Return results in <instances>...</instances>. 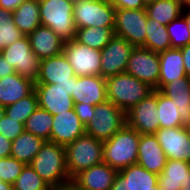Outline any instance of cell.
Returning <instances> with one entry per match:
<instances>
[{
  "instance_id": "cell-12",
  "label": "cell",
  "mask_w": 190,
  "mask_h": 190,
  "mask_svg": "<svg viewBox=\"0 0 190 190\" xmlns=\"http://www.w3.org/2000/svg\"><path fill=\"white\" fill-rule=\"evenodd\" d=\"M157 111V90L126 112V124L140 134H154L160 129Z\"/></svg>"
},
{
  "instance_id": "cell-45",
  "label": "cell",
  "mask_w": 190,
  "mask_h": 190,
  "mask_svg": "<svg viewBox=\"0 0 190 190\" xmlns=\"http://www.w3.org/2000/svg\"><path fill=\"white\" fill-rule=\"evenodd\" d=\"M183 55V64L186 71V76L190 78V43L180 48Z\"/></svg>"
},
{
  "instance_id": "cell-33",
  "label": "cell",
  "mask_w": 190,
  "mask_h": 190,
  "mask_svg": "<svg viewBox=\"0 0 190 190\" xmlns=\"http://www.w3.org/2000/svg\"><path fill=\"white\" fill-rule=\"evenodd\" d=\"M157 111L160 128H172L183 126L181 123L178 108L174 100L168 98L157 90Z\"/></svg>"
},
{
  "instance_id": "cell-22",
  "label": "cell",
  "mask_w": 190,
  "mask_h": 190,
  "mask_svg": "<svg viewBox=\"0 0 190 190\" xmlns=\"http://www.w3.org/2000/svg\"><path fill=\"white\" fill-rule=\"evenodd\" d=\"M118 172L102 162L81 171L74 179L84 190H110Z\"/></svg>"
},
{
  "instance_id": "cell-40",
  "label": "cell",
  "mask_w": 190,
  "mask_h": 190,
  "mask_svg": "<svg viewBox=\"0 0 190 190\" xmlns=\"http://www.w3.org/2000/svg\"><path fill=\"white\" fill-rule=\"evenodd\" d=\"M94 105L87 103H75L74 111L77 114L79 120L86 126L94 117L95 112Z\"/></svg>"
},
{
  "instance_id": "cell-53",
  "label": "cell",
  "mask_w": 190,
  "mask_h": 190,
  "mask_svg": "<svg viewBox=\"0 0 190 190\" xmlns=\"http://www.w3.org/2000/svg\"><path fill=\"white\" fill-rule=\"evenodd\" d=\"M186 131L188 132V136L190 139V124L185 126Z\"/></svg>"
},
{
  "instance_id": "cell-25",
  "label": "cell",
  "mask_w": 190,
  "mask_h": 190,
  "mask_svg": "<svg viewBox=\"0 0 190 190\" xmlns=\"http://www.w3.org/2000/svg\"><path fill=\"white\" fill-rule=\"evenodd\" d=\"M182 58L183 55L180 48H169L159 53L160 76L158 90L175 79L186 77Z\"/></svg>"
},
{
  "instance_id": "cell-2",
  "label": "cell",
  "mask_w": 190,
  "mask_h": 190,
  "mask_svg": "<svg viewBox=\"0 0 190 190\" xmlns=\"http://www.w3.org/2000/svg\"><path fill=\"white\" fill-rule=\"evenodd\" d=\"M107 99L125 113L151 94L154 89L127 73L106 78Z\"/></svg>"
},
{
  "instance_id": "cell-38",
  "label": "cell",
  "mask_w": 190,
  "mask_h": 190,
  "mask_svg": "<svg viewBox=\"0 0 190 190\" xmlns=\"http://www.w3.org/2000/svg\"><path fill=\"white\" fill-rule=\"evenodd\" d=\"M26 164L12 156L0 159V180L14 184Z\"/></svg>"
},
{
  "instance_id": "cell-34",
  "label": "cell",
  "mask_w": 190,
  "mask_h": 190,
  "mask_svg": "<svg viewBox=\"0 0 190 190\" xmlns=\"http://www.w3.org/2000/svg\"><path fill=\"white\" fill-rule=\"evenodd\" d=\"M39 107L38 96L34 90L31 94L17 102L5 106V114L18 122L25 124L29 116Z\"/></svg>"
},
{
  "instance_id": "cell-36",
  "label": "cell",
  "mask_w": 190,
  "mask_h": 190,
  "mask_svg": "<svg viewBox=\"0 0 190 190\" xmlns=\"http://www.w3.org/2000/svg\"><path fill=\"white\" fill-rule=\"evenodd\" d=\"M13 188L14 190H51L47 182L36 173L30 164L24 166Z\"/></svg>"
},
{
  "instance_id": "cell-42",
  "label": "cell",
  "mask_w": 190,
  "mask_h": 190,
  "mask_svg": "<svg viewBox=\"0 0 190 190\" xmlns=\"http://www.w3.org/2000/svg\"><path fill=\"white\" fill-rule=\"evenodd\" d=\"M51 190H84L74 178H70L67 181L61 182L57 186L51 188Z\"/></svg>"
},
{
  "instance_id": "cell-16",
  "label": "cell",
  "mask_w": 190,
  "mask_h": 190,
  "mask_svg": "<svg viewBox=\"0 0 190 190\" xmlns=\"http://www.w3.org/2000/svg\"><path fill=\"white\" fill-rule=\"evenodd\" d=\"M77 76L64 53L42 59L35 84L71 85Z\"/></svg>"
},
{
  "instance_id": "cell-51",
  "label": "cell",
  "mask_w": 190,
  "mask_h": 190,
  "mask_svg": "<svg viewBox=\"0 0 190 190\" xmlns=\"http://www.w3.org/2000/svg\"><path fill=\"white\" fill-rule=\"evenodd\" d=\"M5 115V106L0 104V120L4 117Z\"/></svg>"
},
{
  "instance_id": "cell-19",
  "label": "cell",
  "mask_w": 190,
  "mask_h": 190,
  "mask_svg": "<svg viewBox=\"0 0 190 190\" xmlns=\"http://www.w3.org/2000/svg\"><path fill=\"white\" fill-rule=\"evenodd\" d=\"M157 185V174L133 164L118 172L110 190H153Z\"/></svg>"
},
{
  "instance_id": "cell-48",
  "label": "cell",
  "mask_w": 190,
  "mask_h": 190,
  "mask_svg": "<svg viewBox=\"0 0 190 190\" xmlns=\"http://www.w3.org/2000/svg\"><path fill=\"white\" fill-rule=\"evenodd\" d=\"M0 190H14L13 185L0 180Z\"/></svg>"
},
{
  "instance_id": "cell-50",
  "label": "cell",
  "mask_w": 190,
  "mask_h": 190,
  "mask_svg": "<svg viewBox=\"0 0 190 190\" xmlns=\"http://www.w3.org/2000/svg\"><path fill=\"white\" fill-rule=\"evenodd\" d=\"M183 9H190V0H181Z\"/></svg>"
},
{
  "instance_id": "cell-11",
  "label": "cell",
  "mask_w": 190,
  "mask_h": 190,
  "mask_svg": "<svg viewBox=\"0 0 190 190\" xmlns=\"http://www.w3.org/2000/svg\"><path fill=\"white\" fill-rule=\"evenodd\" d=\"M63 53L76 76L100 75L101 51L75 41L64 44Z\"/></svg>"
},
{
  "instance_id": "cell-13",
  "label": "cell",
  "mask_w": 190,
  "mask_h": 190,
  "mask_svg": "<svg viewBox=\"0 0 190 190\" xmlns=\"http://www.w3.org/2000/svg\"><path fill=\"white\" fill-rule=\"evenodd\" d=\"M134 45L114 35L101 50L100 75L104 78L125 73Z\"/></svg>"
},
{
  "instance_id": "cell-8",
  "label": "cell",
  "mask_w": 190,
  "mask_h": 190,
  "mask_svg": "<svg viewBox=\"0 0 190 190\" xmlns=\"http://www.w3.org/2000/svg\"><path fill=\"white\" fill-rule=\"evenodd\" d=\"M22 77L36 82L41 60L34 54L27 35L5 47L0 53Z\"/></svg>"
},
{
  "instance_id": "cell-15",
  "label": "cell",
  "mask_w": 190,
  "mask_h": 190,
  "mask_svg": "<svg viewBox=\"0 0 190 190\" xmlns=\"http://www.w3.org/2000/svg\"><path fill=\"white\" fill-rule=\"evenodd\" d=\"M154 135L167 159L190 162V139L184 126L160 128Z\"/></svg>"
},
{
  "instance_id": "cell-28",
  "label": "cell",
  "mask_w": 190,
  "mask_h": 190,
  "mask_svg": "<svg viewBox=\"0 0 190 190\" xmlns=\"http://www.w3.org/2000/svg\"><path fill=\"white\" fill-rule=\"evenodd\" d=\"M44 142L45 140L37 135L24 131L12 141L10 156L25 164H30Z\"/></svg>"
},
{
  "instance_id": "cell-20",
  "label": "cell",
  "mask_w": 190,
  "mask_h": 190,
  "mask_svg": "<svg viewBox=\"0 0 190 190\" xmlns=\"http://www.w3.org/2000/svg\"><path fill=\"white\" fill-rule=\"evenodd\" d=\"M167 157L154 134H140L137 164L149 172L161 174Z\"/></svg>"
},
{
  "instance_id": "cell-9",
  "label": "cell",
  "mask_w": 190,
  "mask_h": 190,
  "mask_svg": "<svg viewBox=\"0 0 190 190\" xmlns=\"http://www.w3.org/2000/svg\"><path fill=\"white\" fill-rule=\"evenodd\" d=\"M147 19L145 9H116L114 35L124 38L135 47H141L145 44Z\"/></svg>"
},
{
  "instance_id": "cell-31",
  "label": "cell",
  "mask_w": 190,
  "mask_h": 190,
  "mask_svg": "<svg viewBox=\"0 0 190 190\" xmlns=\"http://www.w3.org/2000/svg\"><path fill=\"white\" fill-rule=\"evenodd\" d=\"M146 28L145 44L142 47L157 53L171 48L170 37L165 25L148 18Z\"/></svg>"
},
{
  "instance_id": "cell-21",
  "label": "cell",
  "mask_w": 190,
  "mask_h": 190,
  "mask_svg": "<svg viewBox=\"0 0 190 190\" xmlns=\"http://www.w3.org/2000/svg\"><path fill=\"white\" fill-rule=\"evenodd\" d=\"M27 37L31 49L40 60L63 53L65 42L47 26H38Z\"/></svg>"
},
{
  "instance_id": "cell-6",
  "label": "cell",
  "mask_w": 190,
  "mask_h": 190,
  "mask_svg": "<svg viewBox=\"0 0 190 190\" xmlns=\"http://www.w3.org/2000/svg\"><path fill=\"white\" fill-rule=\"evenodd\" d=\"M115 10L108 0H74L75 27L114 28Z\"/></svg>"
},
{
  "instance_id": "cell-4",
  "label": "cell",
  "mask_w": 190,
  "mask_h": 190,
  "mask_svg": "<svg viewBox=\"0 0 190 190\" xmlns=\"http://www.w3.org/2000/svg\"><path fill=\"white\" fill-rule=\"evenodd\" d=\"M103 143V140L84 133L65 146L69 178H74L81 171L103 162Z\"/></svg>"
},
{
  "instance_id": "cell-26",
  "label": "cell",
  "mask_w": 190,
  "mask_h": 190,
  "mask_svg": "<svg viewBox=\"0 0 190 190\" xmlns=\"http://www.w3.org/2000/svg\"><path fill=\"white\" fill-rule=\"evenodd\" d=\"M190 171V162L167 159L161 174L158 175V185L162 190H181Z\"/></svg>"
},
{
  "instance_id": "cell-3",
  "label": "cell",
  "mask_w": 190,
  "mask_h": 190,
  "mask_svg": "<svg viewBox=\"0 0 190 190\" xmlns=\"http://www.w3.org/2000/svg\"><path fill=\"white\" fill-rule=\"evenodd\" d=\"M36 173L52 188L69 178L65 147L45 141L30 163Z\"/></svg>"
},
{
  "instance_id": "cell-35",
  "label": "cell",
  "mask_w": 190,
  "mask_h": 190,
  "mask_svg": "<svg viewBox=\"0 0 190 190\" xmlns=\"http://www.w3.org/2000/svg\"><path fill=\"white\" fill-rule=\"evenodd\" d=\"M24 36L25 34L14 24L12 12L0 8V53L5 47Z\"/></svg>"
},
{
  "instance_id": "cell-39",
  "label": "cell",
  "mask_w": 190,
  "mask_h": 190,
  "mask_svg": "<svg viewBox=\"0 0 190 190\" xmlns=\"http://www.w3.org/2000/svg\"><path fill=\"white\" fill-rule=\"evenodd\" d=\"M24 132V124L18 122L6 114L0 120V134L6 137L8 140H15L20 134Z\"/></svg>"
},
{
  "instance_id": "cell-30",
  "label": "cell",
  "mask_w": 190,
  "mask_h": 190,
  "mask_svg": "<svg viewBox=\"0 0 190 190\" xmlns=\"http://www.w3.org/2000/svg\"><path fill=\"white\" fill-rule=\"evenodd\" d=\"M114 36V28L86 27L76 30L74 40L93 49L102 50Z\"/></svg>"
},
{
  "instance_id": "cell-18",
  "label": "cell",
  "mask_w": 190,
  "mask_h": 190,
  "mask_svg": "<svg viewBox=\"0 0 190 190\" xmlns=\"http://www.w3.org/2000/svg\"><path fill=\"white\" fill-rule=\"evenodd\" d=\"M85 133V125L79 120L74 108L53 115L50 141L61 146H67Z\"/></svg>"
},
{
  "instance_id": "cell-23",
  "label": "cell",
  "mask_w": 190,
  "mask_h": 190,
  "mask_svg": "<svg viewBox=\"0 0 190 190\" xmlns=\"http://www.w3.org/2000/svg\"><path fill=\"white\" fill-rule=\"evenodd\" d=\"M162 94L174 100L180 115L181 123L185 127L190 124V78H178L164 85Z\"/></svg>"
},
{
  "instance_id": "cell-43",
  "label": "cell",
  "mask_w": 190,
  "mask_h": 190,
  "mask_svg": "<svg viewBox=\"0 0 190 190\" xmlns=\"http://www.w3.org/2000/svg\"><path fill=\"white\" fill-rule=\"evenodd\" d=\"M12 149V141L0 134V159L9 157Z\"/></svg>"
},
{
  "instance_id": "cell-52",
  "label": "cell",
  "mask_w": 190,
  "mask_h": 190,
  "mask_svg": "<svg viewBox=\"0 0 190 190\" xmlns=\"http://www.w3.org/2000/svg\"><path fill=\"white\" fill-rule=\"evenodd\" d=\"M156 1H158V0H143V2L145 3L146 6L151 4V3H154Z\"/></svg>"
},
{
  "instance_id": "cell-37",
  "label": "cell",
  "mask_w": 190,
  "mask_h": 190,
  "mask_svg": "<svg viewBox=\"0 0 190 190\" xmlns=\"http://www.w3.org/2000/svg\"><path fill=\"white\" fill-rule=\"evenodd\" d=\"M171 48H181L190 43V32L185 18L181 15L167 26Z\"/></svg>"
},
{
  "instance_id": "cell-24",
  "label": "cell",
  "mask_w": 190,
  "mask_h": 190,
  "mask_svg": "<svg viewBox=\"0 0 190 190\" xmlns=\"http://www.w3.org/2000/svg\"><path fill=\"white\" fill-rule=\"evenodd\" d=\"M35 90V82L18 73L0 79V104L8 106L26 97Z\"/></svg>"
},
{
  "instance_id": "cell-17",
  "label": "cell",
  "mask_w": 190,
  "mask_h": 190,
  "mask_svg": "<svg viewBox=\"0 0 190 190\" xmlns=\"http://www.w3.org/2000/svg\"><path fill=\"white\" fill-rule=\"evenodd\" d=\"M71 85L74 103L96 106L108 100L106 78L101 75L77 76Z\"/></svg>"
},
{
  "instance_id": "cell-41",
  "label": "cell",
  "mask_w": 190,
  "mask_h": 190,
  "mask_svg": "<svg viewBox=\"0 0 190 190\" xmlns=\"http://www.w3.org/2000/svg\"><path fill=\"white\" fill-rule=\"evenodd\" d=\"M115 9H145L143 0H108Z\"/></svg>"
},
{
  "instance_id": "cell-10",
  "label": "cell",
  "mask_w": 190,
  "mask_h": 190,
  "mask_svg": "<svg viewBox=\"0 0 190 190\" xmlns=\"http://www.w3.org/2000/svg\"><path fill=\"white\" fill-rule=\"evenodd\" d=\"M159 53L144 47H134L129 57L125 73L158 90L160 76Z\"/></svg>"
},
{
  "instance_id": "cell-14",
  "label": "cell",
  "mask_w": 190,
  "mask_h": 190,
  "mask_svg": "<svg viewBox=\"0 0 190 190\" xmlns=\"http://www.w3.org/2000/svg\"><path fill=\"white\" fill-rule=\"evenodd\" d=\"M39 108L57 115L74 108L73 86L60 84H35Z\"/></svg>"
},
{
  "instance_id": "cell-7",
  "label": "cell",
  "mask_w": 190,
  "mask_h": 190,
  "mask_svg": "<svg viewBox=\"0 0 190 190\" xmlns=\"http://www.w3.org/2000/svg\"><path fill=\"white\" fill-rule=\"evenodd\" d=\"M126 124V113L113 102L95 107L93 119L85 126V133L99 140L110 139Z\"/></svg>"
},
{
  "instance_id": "cell-47",
  "label": "cell",
  "mask_w": 190,
  "mask_h": 190,
  "mask_svg": "<svg viewBox=\"0 0 190 190\" xmlns=\"http://www.w3.org/2000/svg\"><path fill=\"white\" fill-rule=\"evenodd\" d=\"M182 16L185 18L188 26V31L190 32V9H183Z\"/></svg>"
},
{
  "instance_id": "cell-27",
  "label": "cell",
  "mask_w": 190,
  "mask_h": 190,
  "mask_svg": "<svg viewBox=\"0 0 190 190\" xmlns=\"http://www.w3.org/2000/svg\"><path fill=\"white\" fill-rule=\"evenodd\" d=\"M39 12V1L25 0L12 12L14 24L23 34L28 35L42 25Z\"/></svg>"
},
{
  "instance_id": "cell-44",
  "label": "cell",
  "mask_w": 190,
  "mask_h": 190,
  "mask_svg": "<svg viewBox=\"0 0 190 190\" xmlns=\"http://www.w3.org/2000/svg\"><path fill=\"white\" fill-rule=\"evenodd\" d=\"M15 73L14 68L10 65L6 58L0 54V79Z\"/></svg>"
},
{
  "instance_id": "cell-54",
  "label": "cell",
  "mask_w": 190,
  "mask_h": 190,
  "mask_svg": "<svg viewBox=\"0 0 190 190\" xmlns=\"http://www.w3.org/2000/svg\"><path fill=\"white\" fill-rule=\"evenodd\" d=\"M153 190H162V189L160 188L159 185H157V186H154V187H153Z\"/></svg>"
},
{
  "instance_id": "cell-5",
  "label": "cell",
  "mask_w": 190,
  "mask_h": 190,
  "mask_svg": "<svg viewBox=\"0 0 190 190\" xmlns=\"http://www.w3.org/2000/svg\"><path fill=\"white\" fill-rule=\"evenodd\" d=\"M39 5L43 26L51 28L64 42L75 38L74 0H41Z\"/></svg>"
},
{
  "instance_id": "cell-29",
  "label": "cell",
  "mask_w": 190,
  "mask_h": 190,
  "mask_svg": "<svg viewBox=\"0 0 190 190\" xmlns=\"http://www.w3.org/2000/svg\"><path fill=\"white\" fill-rule=\"evenodd\" d=\"M147 17L167 26L183 12L181 0H158L146 6Z\"/></svg>"
},
{
  "instance_id": "cell-32",
  "label": "cell",
  "mask_w": 190,
  "mask_h": 190,
  "mask_svg": "<svg viewBox=\"0 0 190 190\" xmlns=\"http://www.w3.org/2000/svg\"><path fill=\"white\" fill-rule=\"evenodd\" d=\"M53 115L41 108H37L26 120L24 131L37 135L45 141H50Z\"/></svg>"
},
{
  "instance_id": "cell-46",
  "label": "cell",
  "mask_w": 190,
  "mask_h": 190,
  "mask_svg": "<svg viewBox=\"0 0 190 190\" xmlns=\"http://www.w3.org/2000/svg\"><path fill=\"white\" fill-rule=\"evenodd\" d=\"M25 0H0V8L13 12Z\"/></svg>"
},
{
  "instance_id": "cell-1",
  "label": "cell",
  "mask_w": 190,
  "mask_h": 190,
  "mask_svg": "<svg viewBox=\"0 0 190 190\" xmlns=\"http://www.w3.org/2000/svg\"><path fill=\"white\" fill-rule=\"evenodd\" d=\"M140 133L125 124L103 143V162L120 171L137 164Z\"/></svg>"
},
{
  "instance_id": "cell-49",
  "label": "cell",
  "mask_w": 190,
  "mask_h": 190,
  "mask_svg": "<svg viewBox=\"0 0 190 190\" xmlns=\"http://www.w3.org/2000/svg\"><path fill=\"white\" fill-rule=\"evenodd\" d=\"M181 190H190V171L187 172V180L185 181L184 187Z\"/></svg>"
}]
</instances>
